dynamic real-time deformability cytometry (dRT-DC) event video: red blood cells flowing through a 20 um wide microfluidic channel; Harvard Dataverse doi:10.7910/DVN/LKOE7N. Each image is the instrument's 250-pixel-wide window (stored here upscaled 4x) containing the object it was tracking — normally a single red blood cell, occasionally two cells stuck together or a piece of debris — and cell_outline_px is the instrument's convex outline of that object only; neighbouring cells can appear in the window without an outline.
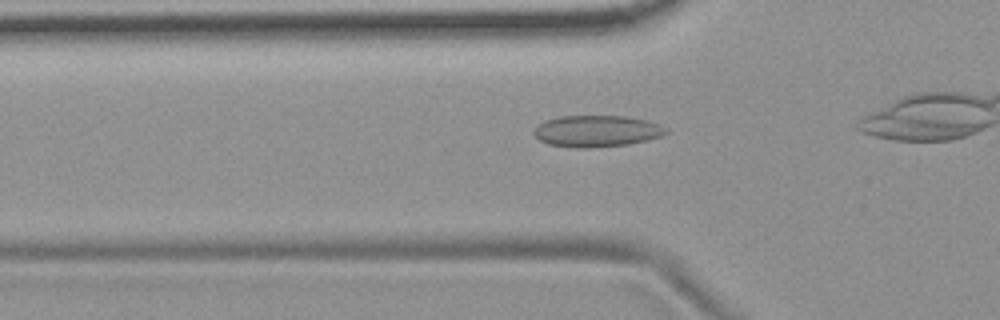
{"species": "common noctule bat (a hibernating species)", "species_latin": "Nyctalus noctula", "temperature_condition": "room temperature", "stored_images_in_passage": 30, "camera_frame_rate_fps": 3000, "um_per_image_px": 0.085, "animal": {"sex": "female", "body_mass_g": 19.9}, "frame": {"image": 1, "passage_image": 5, "time_ms": 1.333, "image_size_px": [1000, 320], "cell_outline_px": [[668, 132], [660, 136], [648, 140], [628, 144], [592, 148], [576, 148], [548, 144], [540, 140], [532, 132], [540, 124], [548, 120], [560, 116], [624, 116], [648, 120], [660, 124], [668, 128]], "centroid_in_image_um": [50.77, 11.15], "position_along_channel_um": 75.0, "area_um2": 24.28}}
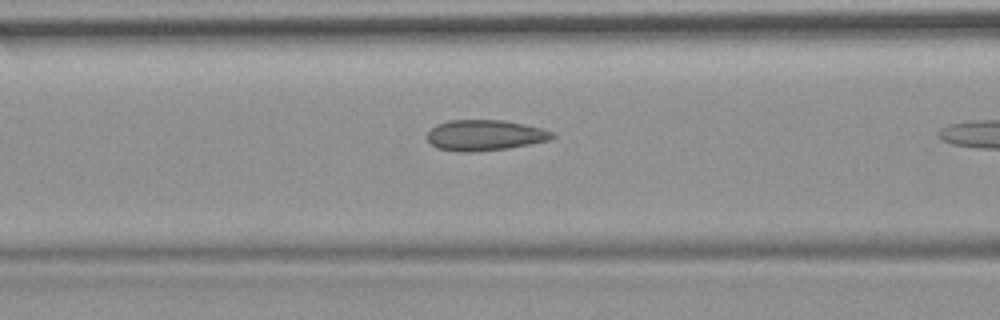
{"frame": {"image": 2, "passage_image": 9, "time_ms": 2.667, "image_size_px": [1000, 320], "cell_outline_px": [[556, 136], [548, 140], [508, 148], [472, 152], [456, 152], [436, 148], [428, 140], [428, 132], [436, 124], [448, 120], [504, 120], [524, 124], [540, 128], [552, 132]], "centroid_in_image_um": [41.17, 11.49], "position_along_channel_um": 125.4, "area_um2": 22.31}}